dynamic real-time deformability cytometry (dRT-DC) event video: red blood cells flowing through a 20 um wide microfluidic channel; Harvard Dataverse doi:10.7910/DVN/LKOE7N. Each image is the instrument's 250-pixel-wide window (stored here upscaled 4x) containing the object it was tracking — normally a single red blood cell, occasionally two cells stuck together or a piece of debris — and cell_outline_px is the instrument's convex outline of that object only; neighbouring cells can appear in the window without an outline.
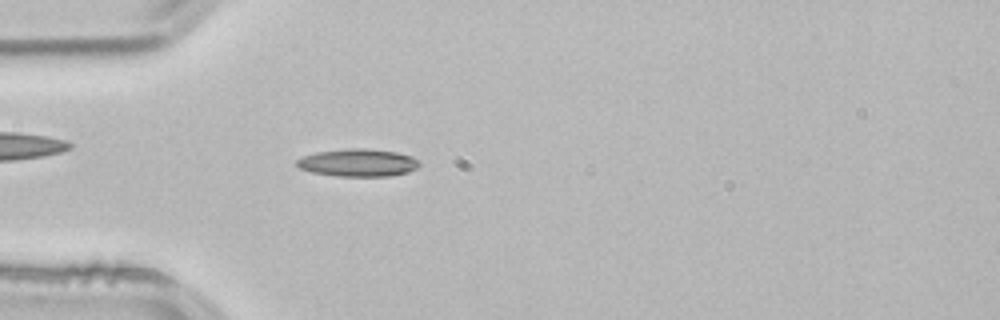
{"species": "common noctule bat (a hibernating species)", "species_latin": "Nyctalus noctula", "temperature_condition": "room temperature", "stored_images_in_passage": 3, "camera_frame_rate_fps": 3000, "um_per_image_px": 0.085, "animal": {"sex": "male", "body_mass_g": 21.5, "forearm_length_mm": 52.0}, "frame": {"image": 1, "passage_image": 3, "time_ms": 0.667, "image_size_px": [1000, 320], "cell_outline_px": [[420, 164], [416, 168], [408, 172], [392, 176], [336, 176], [312, 172], [300, 168], [296, 164], [296, 160], [304, 156], [316, 152], [348, 148], [364, 148], [396, 152], [412, 156], [420, 160]], "centroid_in_image_um": [30.46, 13.83], "position_along_channel_um": 54.5, "area_um2": 19.77}}